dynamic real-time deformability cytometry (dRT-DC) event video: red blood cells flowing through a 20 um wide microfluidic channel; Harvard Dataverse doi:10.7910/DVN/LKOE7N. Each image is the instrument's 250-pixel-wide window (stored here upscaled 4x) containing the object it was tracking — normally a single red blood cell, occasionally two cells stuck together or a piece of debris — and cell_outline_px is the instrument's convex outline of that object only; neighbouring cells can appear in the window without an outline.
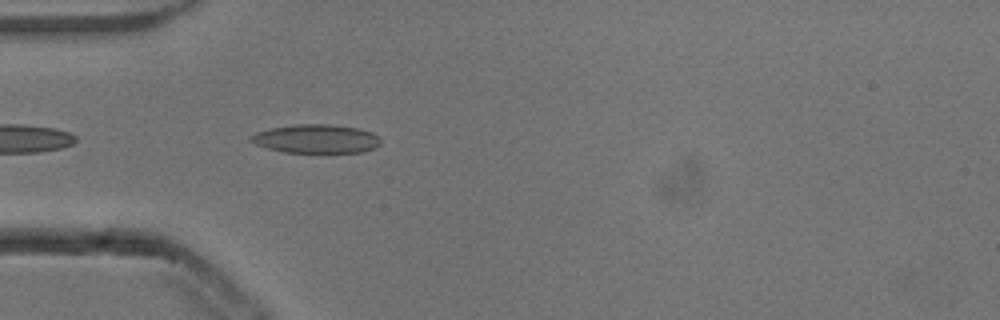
{"species": "common noctule bat (a hibernating species)", "species_latin": "Nyctalus noctula", "temperature_condition": "cold", "stored_images_in_passage": 24, "camera_frame_rate_fps": 3000, "um_per_image_px": 0.085, "animal": {"sex": "male", "body_mass_g": 13.3}, "frame": {"image": 1, "passage_image": 2, "time_ms": 0.333, "image_size_px": [1000, 320], "cell_outline_px": [[380, 144], [376, 148], [360, 152], [284, 152], [268, 148], [256, 144], [248, 140], [248, 136], [256, 132], [272, 128], [296, 124], [332, 124], [360, 128], [372, 132], [380, 136]], "centroid_in_image_um": [26.9, 11.79], "position_along_channel_um": 58.1, "area_um2": 21.85}}
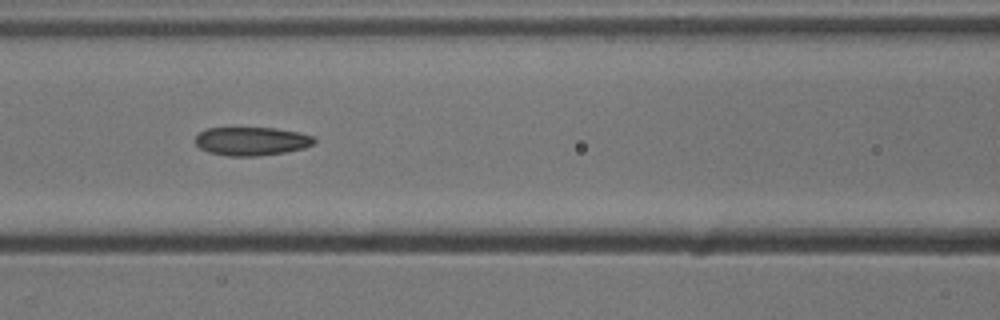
{"frame": {"image": 2, "passage_image": 9, "time_ms": 2.667, "image_size_px": [1000, 320], "cell_outline_px": [[316, 140], [312, 144], [304, 148], [284, 152], [260, 156], [228, 156], [208, 152], [200, 148], [196, 144], [196, 136], [200, 132], [208, 128], [276, 128], [296, 132], [312, 136]], "centroid_in_image_um": [21.36, 12.01], "position_along_channel_um": 145.2, "area_um2": 19.59}}
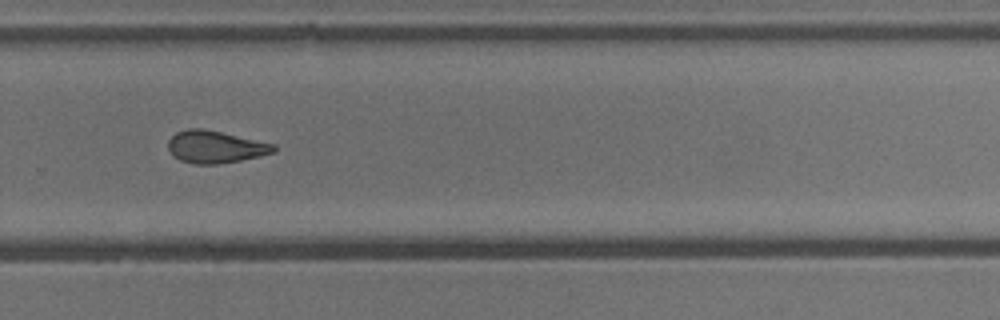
{"frame": {"image": 3, "passage_image": 22, "time_ms": 7.0, "image_size_px": [1000, 320], "cell_outline_px": [[276, 152], [260, 156], [240, 160], [216, 164], [196, 164], [180, 160], [172, 156], [168, 148], [168, 140], [176, 132], [188, 128], [200, 128], [220, 132], [276, 144]], "centroid_in_image_um": [18.29, 12.48], "position_along_channel_um": 311.5, "area_um2": 19.83}}